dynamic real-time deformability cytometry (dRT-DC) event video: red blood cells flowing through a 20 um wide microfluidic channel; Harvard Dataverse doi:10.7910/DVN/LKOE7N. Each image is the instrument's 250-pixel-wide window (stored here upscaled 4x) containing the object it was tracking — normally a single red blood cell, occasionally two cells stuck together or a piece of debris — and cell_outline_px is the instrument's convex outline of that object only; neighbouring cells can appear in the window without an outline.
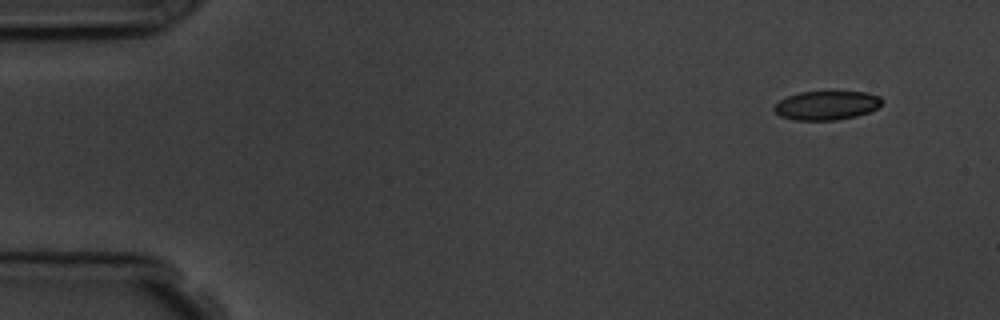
{"species": "common noctule bat (a hibernating species)", "species_latin": "Nyctalus noctula", "temperature_condition": "room temperature", "stored_images_in_passage": 5, "segment_of_instrument_passage": [1, 2], "camera_frame_rate_fps": 3000, "um_per_image_px": 0.085, "animal": {"sex": "male", "body_mass_g": 19.5, "forearm_length_mm": 54.6}, "frame": {"image": 1, "passage_image": 1, "time_ms": 0.0, "image_size_px": [1000, 320], "cell_outline_px": [[884, 100], [876, 108], [868, 112], [856, 116], [836, 120], [796, 120], [780, 116], [772, 108], [780, 100], [788, 96], [800, 92], [868, 92], [880, 96]], "centroid_in_image_um": [70.27, 8.95], "position_along_channel_um": 14.7, "area_um2": 18.09}}